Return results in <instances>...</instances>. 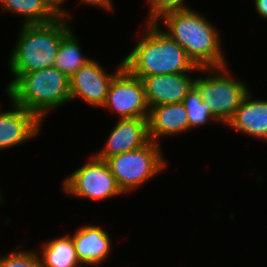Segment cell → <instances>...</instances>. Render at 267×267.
I'll use <instances>...</instances> for the list:
<instances>
[{
    "instance_id": "6da1fadb",
    "label": "cell",
    "mask_w": 267,
    "mask_h": 267,
    "mask_svg": "<svg viewBox=\"0 0 267 267\" xmlns=\"http://www.w3.org/2000/svg\"><path fill=\"white\" fill-rule=\"evenodd\" d=\"M146 33L123 59L124 67L137 78L152 75L199 72L200 67L157 23H147Z\"/></svg>"
},
{
    "instance_id": "7a4b0ae2",
    "label": "cell",
    "mask_w": 267,
    "mask_h": 267,
    "mask_svg": "<svg viewBox=\"0 0 267 267\" xmlns=\"http://www.w3.org/2000/svg\"><path fill=\"white\" fill-rule=\"evenodd\" d=\"M68 18L21 26L20 34L9 55V70L14 76L9 89L23 74L53 67L61 40L73 30Z\"/></svg>"
},
{
    "instance_id": "3957f363",
    "label": "cell",
    "mask_w": 267,
    "mask_h": 267,
    "mask_svg": "<svg viewBox=\"0 0 267 267\" xmlns=\"http://www.w3.org/2000/svg\"><path fill=\"white\" fill-rule=\"evenodd\" d=\"M161 21L167 29L164 32L186 51L196 66L216 68L228 65L219 31L200 13L192 9L171 12L160 18L157 24Z\"/></svg>"
},
{
    "instance_id": "277c9868",
    "label": "cell",
    "mask_w": 267,
    "mask_h": 267,
    "mask_svg": "<svg viewBox=\"0 0 267 267\" xmlns=\"http://www.w3.org/2000/svg\"><path fill=\"white\" fill-rule=\"evenodd\" d=\"M6 92L42 122L49 111L71 101L69 77L54 66L23 74Z\"/></svg>"
},
{
    "instance_id": "5b68a950",
    "label": "cell",
    "mask_w": 267,
    "mask_h": 267,
    "mask_svg": "<svg viewBox=\"0 0 267 267\" xmlns=\"http://www.w3.org/2000/svg\"><path fill=\"white\" fill-rule=\"evenodd\" d=\"M200 72H209V75L195 78L194 85L198 88L211 115L218 123L226 125L234 116L244 97L250 92L248 85L243 80L230 76L227 65L201 68Z\"/></svg>"
},
{
    "instance_id": "8992f818",
    "label": "cell",
    "mask_w": 267,
    "mask_h": 267,
    "mask_svg": "<svg viewBox=\"0 0 267 267\" xmlns=\"http://www.w3.org/2000/svg\"><path fill=\"white\" fill-rule=\"evenodd\" d=\"M111 174L123 193H130L165 169L160 144L149 141L145 146L107 158Z\"/></svg>"
},
{
    "instance_id": "52a82bcc",
    "label": "cell",
    "mask_w": 267,
    "mask_h": 267,
    "mask_svg": "<svg viewBox=\"0 0 267 267\" xmlns=\"http://www.w3.org/2000/svg\"><path fill=\"white\" fill-rule=\"evenodd\" d=\"M90 158L63 181L64 193L92 201L124 194L106 161L98 159L94 154Z\"/></svg>"
},
{
    "instance_id": "ba28073f",
    "label": "cell",
    "mask_w": 267,
    "mask_h": 267,
    "mask_svg": "<svg viewBox=\"0 0 267 267\" xmlns=\"http://www.w3.org/2000/svg\"><path fill=\"white\" fill-rule=\"evenodd\" d=\"M102 108L111 109L119 119L148 118L150 108L143 81L123 67L111 81Z\"/></svg>"
},
{
    "instance_id": "9c48e42d",
    "label": "cell",
    "mask_w": 267,
    "mask_h": 267,
    "mask_svg": "<svg viewBox=\"0 0 267 267\" xmlns=\"http://www.w3.org/2000/svg\"><path fill=\"white\" fill-rule=\"evenodd\" d=\"M123 67L122 60L114 74H107L96 59L90 60L69 77L71 101L79 98L90 106L92 105V107L102 108L105 104L111 81Z\"/></svg>"
},
{
    "instance_id": "30bf717a",
    "label": "cell",
    "mask_w": 267,
    "mask_h": 267,
    "mask_svg": "<svg viewBox=\"0 0 267 267\" xmlns=\"http://www.w3.org/2000/svg\"><path fill=\"white\" fill-rule=\"evenodd\" d=\"M114 126L104 148L94 154L98 159L136 150L150 141L148 118L119 119Z\"/></svg>"
},
{
    "instance_id": "8fae6325",
    "label": "cell",
    "mask_w": 267,
    "mask_h": 267,
    "mask_svg": "<svg viewBox=\"0 0 267 267\" xmlns=\"http://www.w3.org/2000/svg\"><path fill=\"white\" fill-rule=\"evenodd\" d=\"M12 110H0V150L15 147L36 137L42 121L31 111L11 101ZM40 130V131H39Z\"/></svg>"
},
{
    "instance_id": "7c38bea8",
    "label": "cell",
    "mask_w": 267,
    "mask_h": 267,
    "mask_svg": "<svg viewBox=\"0 0 267 267\" xmlns=\"http://www.w3.org/2000/svg\"><path fill=\"white\" fill-rule=\"evenodd\" d=\"M141 80L149 108L183 102L195 81L188 73L152 75Z\"/></svg>"
},
{
    "instance_id": "4fadbf2b",
    "label": "cell",
    "mask_w": 267,
    "mask_h": 267,
    "mask_svg": "<svg viewBox=\"0 0 267 267\" xmlns=\"http://www.w3.org/2000/svg\"><path fill=\"white\" fill-rule=\"evenodd\" d=\"M189 131V120L183 102L151 107L148 116L149 138L155 143L159 139Z\"/></svg>"
},
{
    "instance_id": "5bb4252c",
    "label": "cell",
    "mask_w": 267,
    "mask_h": 267,
    "mask_svg": "<svg viewBox=\"0 0 267 267\" xmlns=\"http://www.w3.org/2000/svg\"><path fill=\"white\" fill-rule=\"evenodd\" d=\"M79 261L87 266L99 265L111 253L112 242L106 230L100 226L86 225L70 235Z\"/></svg>"
},
{
    "instance_id": "9a60e30c",
    "label": "cell",
    "mask_w": 267,
    "mask_h": 267,
    "mask_svg": "<svg viewBox=\"0 0 267 267\" xmlns=\"http://www.w3.org/2000/svg\"><path fill=\"white\" fill-rule=\"evenodd\" d=\"M251 98L250 90L226 126L247 136L267 141V100Z\"/></svg>"
},
{
    "instance_id": "2e32d148",
    "label": "cell",
    "mask_w": 267,
    "mask_h": 267,
    "mask_svg": "<svg viewBox=\"0 0 267 267\" xmlns=\"http://www.w3.org/2000/svg\"><path fill=\"white\" fill-rule=\"evenodd\" d=\"M39 257L43 267H80L75 245L70 234L48 240L42 245Z\"/></svg>"
},
{
    "instance_id": "e0dca14e",
    "label": "cell",
    "mask_w": 267,
    "mask_h": 267,
    "mask_svg": "<svg viewBox=\"0 0 267 267\" xmlns=\"http://www.w3.org/2000/svg\"><path fill=\"white\" fill-rule=\"evenodd\" d=\"M79 43L72 30L61 40L54 67L68 77H71L81 66L92 60V58L82 54Z\"/></svg>"
},
{
    "instance_id": "ac0fdd59",
    "label": "cell",
    "mask_w": 267,
    "mask_h": 267,
    "mask_svg": "<svg viewBox=\"0 0 267 267\" xmlns=\"http://www.w3.org/2000/svg\"><path fill=\"white\" fill-rule=\"evenodd\" d=\"M3 11L24 16L23 25L50 22L57 17L41 0H0Z\"/></svg>"
},
{
    "instance_id": "d6986e66",
    "label": "cell",
    "mask_w": 267,
    "mask_h": 267,
    "mask_svg": "<svg viewBox=\"0 0 267 267\" xmlns=\"http://www.w3.org/2000/svg\"><path fill=\"white\" fill-rule=\"evenodd\" d=\"M183 104L187 111V117L189 120V129L195 127H200L209 120L218 122L210 113L209 108L206 106L205 102L200 96L198 88L193 85V87L188 91L187 95L183 100Z\"/></svg>"
},
{
    "instance_id": "ffe728a7",
    "label": "cell",
    "mask_w": 267,
    "mask_h": 267,
    "mask_svg": "<svg viewBox=\"0 0 267 267\" xmlns=\"http://www.w3.org/2000/svg\"><path fill=\"white\" fill-rule=\"evenodd\" d=\"M38 253L32 249L14 251L0 257V267H43Z\"/></svg>"
},
{
    "instance_id": "44dd1931",
    "label": "cell",
    "mask_w": 267,
    "mask_h": 267,
    "mask_svg": "<svg viewBox=\"0 0 267 267\" xmlns=\"http://www.w3.org/2000/svg\"><path fill=\"white\" fill-rule=\"evenodd\" d=\"M186 0H148L149 5V14L147 18V23H157L160 18L165 14L189 10L191 8L185 5Z\"/></svg>"
},
{
    "instance_id": "7402d4cb",
    "label": "cell",
    "mask_w": 267,
    "mask_h": 267,
    "mask_svg": "<svg viewBox=\"0 0 267 267\" xmlns=\"http://www.w3.org/2000/svg\"><path fill=\"white\" fill-rule=\"evenodd\" d=\"M44 5L56 16L60 18H68L71 20L69 13L66 12V9H62V4L67 0H41ZM69 16V17H68Z\"/></svg>"
},
{
    "instance_id": "603a6c76",
    "label": "cell",
    "mask_w": 267,
    "mask_h": 267,
    "mask_svg": "<svg viewBox=\"0 0 267 267\" xmlns=\"http://www.w3.org/2000/svg\"><path fill=\"white\" fill-rule=\"evenodd\" d=\"M80 3H84L91 6L101 7L102 9H105L106 11H113V3L111 0H79Z\"/></svg>"
},
{
    "instance_id": "cb8c5ba5",
    "label": "cell",
    "mask_w": 267,
    "mask_h": 267,
    "mask_svg": "<svg viewBox=\"0 0 267 267\" xmlns=\"http://www.w3.org/2000/svg\"><path fill=\"white\" fill-rule=\"evenodd\" d=\"M256 12L261 18L267 19V0H254Z\"/></svg>"
},
{
    "instance_id": "d4e9b609",
    "label": "cell",
    "mask_w": 267,
    "mask_h": 267,
    "mask_svg": "<svg viewBox=\"0 0 267 267\" xmlns=\"http://www.w3.org/2000/svg\"><path fill=\"white\" fill-rule=\"evenodd\" d=\"M2 195L0 194V203L4 202V199H1Z\"/></svg>"
}]
</instances>
